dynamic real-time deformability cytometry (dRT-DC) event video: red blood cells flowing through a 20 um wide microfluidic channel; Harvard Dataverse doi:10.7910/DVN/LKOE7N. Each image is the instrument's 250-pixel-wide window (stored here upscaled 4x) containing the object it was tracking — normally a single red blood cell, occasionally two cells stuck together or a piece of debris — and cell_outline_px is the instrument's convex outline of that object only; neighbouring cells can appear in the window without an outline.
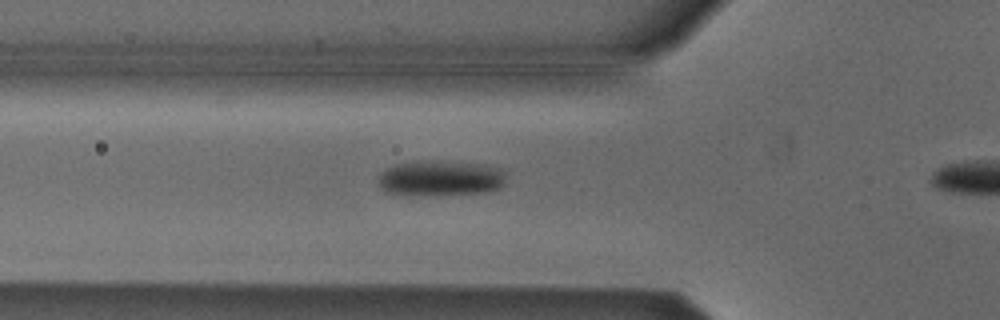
{"species": "Egyptian fruit bat (a non-hibernating species)", "species_latin": "Rousettus aegyptiacus", "temperature_condition": "cold", "stored_images_in_passage": 30, "camera_frame_rate_fps": 3000, "um_per_image_px": 0.085, "animal": {"sex": "male"}, "frame": {"image": 1, "passage_image": 5, "time_ms": 1.333, "image_size_px": [1000, 320], "cell_outline_px": [[504, 184], [500, 188], [484, 192], [436, 196], [404, 196], [384, 192], [376, 184], [376, 176], [380, 172], [396, 164], [416, 160], [420, 160], [484, 164], [500, 168], [504, 172]], "centroid_in_image_um": [37.33, 15.18], "position_along_channel_um": 88.5, "area_um2": 27.34}}
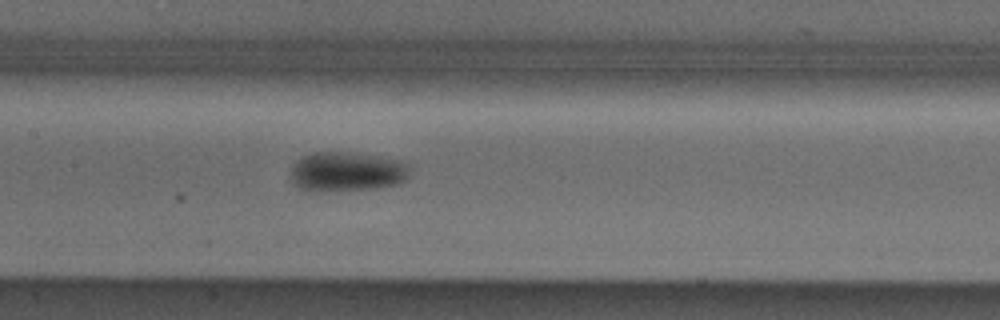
{"frame": {"image": 2, "passage_image": 12, "time_ms": 3.667, "image_size_px": [1000, 320], "cell_outline_px": [[408, 176], [400, 184], [380, 188], [316, 192], [304, 192], [288, 176], [292, 164], [300, 156], [312, 152], [336, 152], [368, 156], [396, 160], [408, 164]], "centroid_in_image_um": [29.37, 14.63], "position_along_channel_um": 178.0, "area_um2": 27.57}}
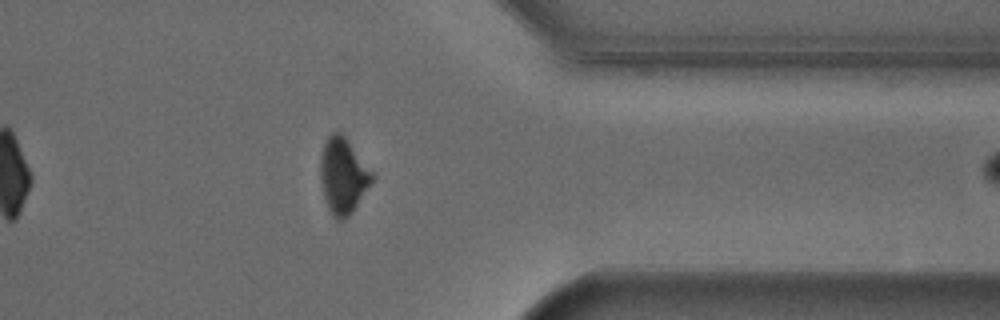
{"frame": {"image": 3, "passage_image": 29, "time_ms": 9.333, "image_size_px": [1000, 320], "cell_outline_px": [[376, 176], [352, 212], [344, 220], [336, 220], [332, 216], [328, 208], [324, 196], [320, 180], [320, 156], [324, 144], [328, 136], [332, 132], [340, 132], [344, 136]], "centroid_in_image_um": [29.15, 14.96], "position_along_channel_um": 382.3, "area_um2": 22.72}}